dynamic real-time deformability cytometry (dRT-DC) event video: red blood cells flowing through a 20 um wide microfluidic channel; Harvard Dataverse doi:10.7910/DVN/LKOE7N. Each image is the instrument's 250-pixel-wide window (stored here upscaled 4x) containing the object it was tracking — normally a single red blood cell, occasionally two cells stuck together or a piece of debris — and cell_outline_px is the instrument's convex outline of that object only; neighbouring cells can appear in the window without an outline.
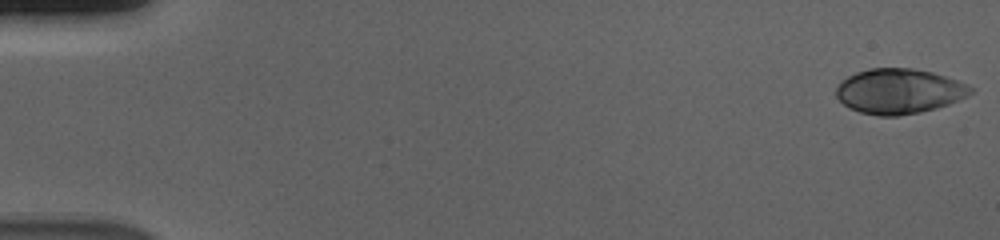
{"species": "human", "species_latin": "Homo sapiens", "temperature_condition": "cold", "stored_images_in_passage": 56, "camera_frame_rate_fps": 3000, "um_per_image_px": 0.085, "donor": {"sex": "male"}, "frame": {"image": 1, "passage_image": 1, "time_ms": 0.0, "image_size_px": [1000, 240], "cell_outline_px": [[972, 92], [968, 96], [948, 104], [936, 108], [920, 112], [896, 116], [876, 116], [860, 112], [848, 108], [836, 96], [836, 88], [840, 80], [856, 72], [868, 68], [912, 68], [932, 72], [968, 84], [972, 88]], "centroid_in_image_um": [76.39, 7.75], "position_along_channel_um": 8.6, "area_um2": 35.37}}
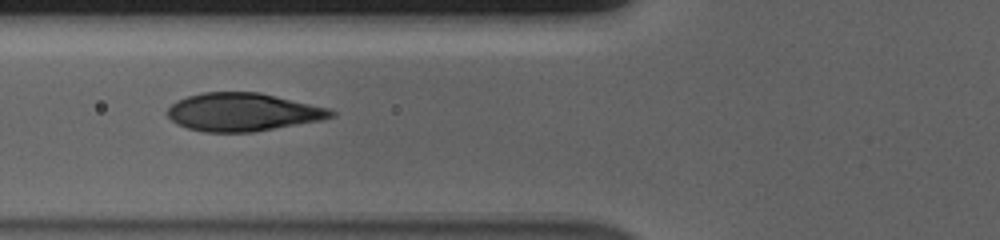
{"frame": {"image": 2, "passage_image": 22, "time_ms": 7.0, "image_size_px": [1000, 240], "cell_outline_px": [[336, 116], [324, 120], [252, 132], [204, 132], [188, 128], [176, 124], [164, 112], [176, 100], [188, 96], [204, 92], [260, 92], [328, 108], [336, 112]], "centroid_in_image_um": [20.64, 9.53], "position_along_channel_um": 105.2, "area_um2": 36.47}}
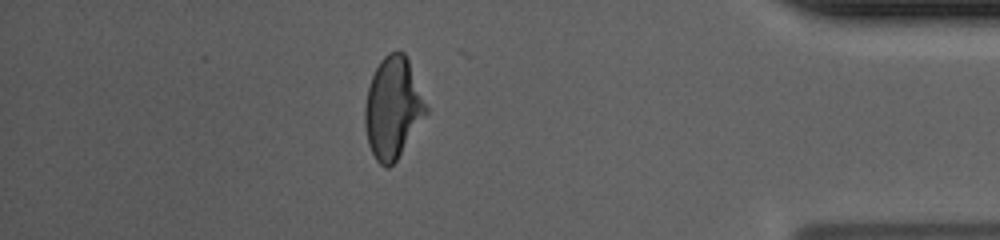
{"frame": {"image": 3, "passage_image": 49, "time_ms": 16.0, "image_size_px": [1000, 240], "cell_outline_px": [[428, 112], [396, 160], [388, 168], [384, 168], [376, 160], [368, 144], [364, 124], [364, 108], [368, 88], [372, 76], [380, 60], [388, 52], [396, 48], [404, 52], [408, 60], [428, 108]], "centroid_in_image_um": [33.38, 9.15], "position_along_channel_um": 401.8, "area_um2": 36.01}, "authors_computed_cell_mechanics": {"area_um2": 36.5585, "velocity_mm_per_s": 3.694, "shape_relaxation_time_tau1_ms": 4.6232, "shape_relaxation_time_tau2_ms": null, "deformation_change_tau1": 0.1874, "deformation_change_tau2": null}}